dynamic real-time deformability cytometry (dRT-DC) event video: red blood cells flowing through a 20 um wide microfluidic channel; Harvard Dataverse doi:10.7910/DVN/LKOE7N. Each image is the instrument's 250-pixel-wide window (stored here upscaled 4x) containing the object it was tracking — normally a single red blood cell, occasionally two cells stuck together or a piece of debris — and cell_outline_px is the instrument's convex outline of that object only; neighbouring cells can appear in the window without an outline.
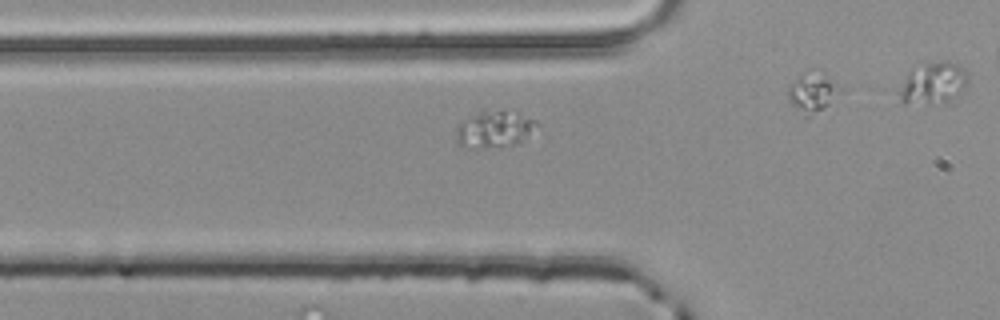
{"species": "common noctule bat (a hibernating species)", "species_latin": "Nyctalus noctula", "temperature_condition": "room temperature", "stored_images_in_passage": 6, "camera_frame_rate_fps": 3000, "um_per_image_px": 0.085, "animal": {"sex": "male", "body_mass_g": 20.4}, "frame": {"image": 1, "passage_image": 5, "time_ms": 1.333, "image_size_px": [1000, 320], "cell_outline_px": [[540, 124], [516, 144], [500, 148], [464, 148], [456, 144], [456, 124], [460, 120], [484, 108], [504, 112], [536, 120]], "centroid_in_image_um": [41.88, 11.01], "position_along_channel_um": 83.9, "area_um2": 17.51}}